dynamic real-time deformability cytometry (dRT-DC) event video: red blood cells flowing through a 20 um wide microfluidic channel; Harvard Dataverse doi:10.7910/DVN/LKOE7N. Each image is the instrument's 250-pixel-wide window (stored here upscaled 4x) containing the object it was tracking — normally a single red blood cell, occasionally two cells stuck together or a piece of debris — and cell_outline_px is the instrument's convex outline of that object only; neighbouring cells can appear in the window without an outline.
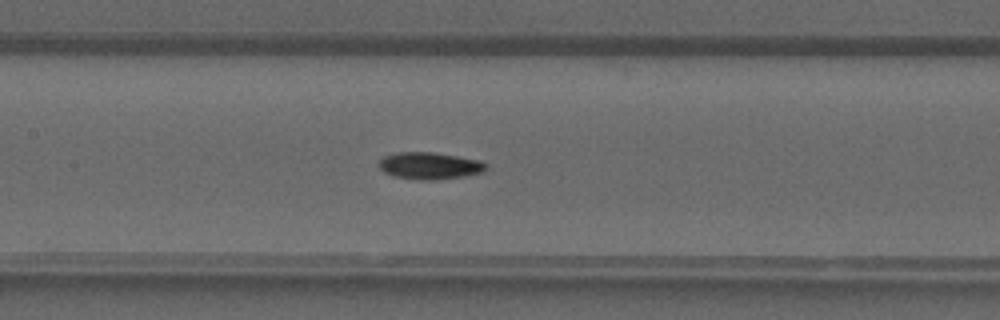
{"species": "common noctule bat (a hibernating species)", "species_latin": "Nyctalus noctula", "temperature_condition": "warm", "stored_images_in_passage": 40, "camera_frame_rate_fps": 3000, "um_per_image_px": 0.085, "animal": {"sex": "male", "forearm_length_mm": 52.5}, "frame": {"image": 1, "passage_image": 19, "time_ms": 6.0, "image_size_px": [1000, 320], "cell_outline_px": [[488, 164], [484, 172], [464, 176], [432, 180], [420, 180], [392, 176], [384, 172], [380, 168], [380, 160], [384, 156], [396, 152], [432, 152], [480, 160]], "centroid_in_image_um": [36.53, 14.09], "position_along_channel_um": 170.9, "area_um2": 16.82}}
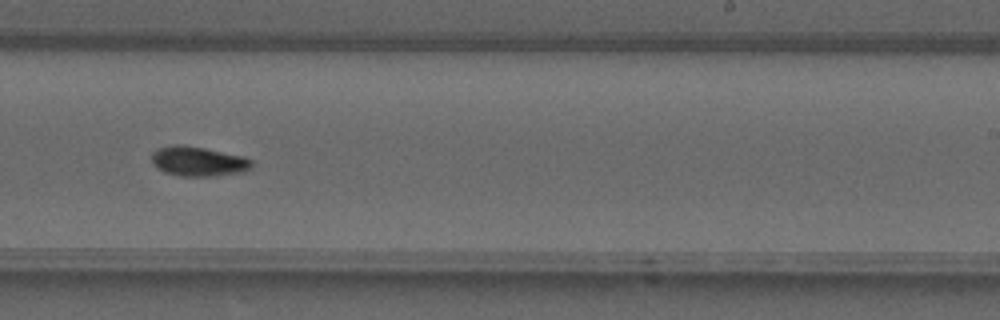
{"frame": {"image": 2, "passage_image": 25, "time_ms": 8.0, "image_size_px": [1000, 320], "cell_outline_px": [[252, 168], [244, 172], [212, 176], [180, 176], [164, 172], [156, 168], [152, 160], [152, 152], [156, 148], [172, 144], [180, 144], [204, 148], [244, 156], [252, 160]], "centroid_in_image_um": [16.84, 13.71], "position_along_channel_um": 272.2, "area_um2": 17.51}}
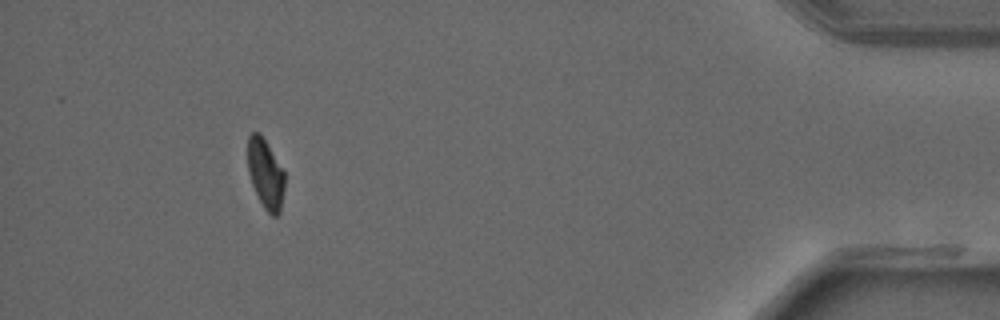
{"frame": {"image": 3, "passage_image": 37, "time_ms": 12.0, "image_size_px": [1000, 320], "cell_outline_px": [[284, 188], [280, 212], [276, 216], [272, 216], [264, 208], [252, 184], [248, 172], [248, 136], [252, 132], [260, 132], [284, 172]], "centroid_in_image_um": [22.56, 14.77], "position_along_channel_um": 412.6, "area_um2": 14.74}}